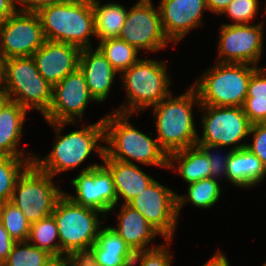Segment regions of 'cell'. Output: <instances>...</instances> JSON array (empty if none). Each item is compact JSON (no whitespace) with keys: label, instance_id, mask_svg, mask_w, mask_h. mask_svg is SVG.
I'll return each mask as SVG.
<instances>
[{"label":"cell","instance_id":"obj_4","mask_svg":"<svg viewBox=\"0 0 266 266\" xmlns=\"http://www.w3.org/2000/svg\"><path fill=\"white\" fill-rule=\"evenodd\" d=\"M46 40L63 42L80 49L93 47L95 36L92 0H65L37 12Z\"/></svg>","mask_w":266,"mask_h":266},{"label":"cell","instance_id":"obj_14","mask_svg":"<svg viewBox=\"0 0 266 266\" xmlns=\"http://www.w3.org/2000/svg\"><path fill=\"white\" fill-rule=\"evenodd\" d=\"M75 187V195L66 194L78 205L95 209L105 217L106 213L114 212L117 205V196L113 176L103 164H90L83 168L76 178L71 180Z\"/></svg>","mask_w":266,"mask_h":266},{"label":"cell","instance_id":"obj_8","mask_svg":"<svg viewBox=\"0 0 266 266\" xmlns=\"http://www.w3.org/2000/svg\"><path fill=\"white\" fill-rule=\"evenodd\" d=\"M51 86L39 73L30 57L4 59V94L27 111L38 110L44 116L52 102Z\"/></svg>","mask_w":266,"mask_h":266},{"label":"cell","instance_id":"obj_46","mask_svg":"<svg viewBox=\"0 0 266 266\" xmlns=\"http://www.w3.org/2000/svg\"><path fill=\"white\" fill-rule=\"evenodd\" d=\"M0 93H4V59L0 55Z\"/></svg>","mask_w":266,"mask_h":266},{"label":"cell","instance_id":"obj_23","mask_svg":"<svg viewBox=\"0 0 266 266\" xmlns=\"http://www.w3.org/2000/svg\"><path fill=\"white\" fill-rule=\"evenodd\" d=\"M102 161L113 176L117 196L115 207H118L119 199L124 200L123 204H128L155 180L143 172L138 164L110 159L106 154Z\"/></svg>","mask_w":266,"mask_h":266},{"label":"cell","instance_id":"obj_16","mask_svg":"<svg viewBox=\"0 0 266 266\" xmlns=\"http://www.w3.org/2000/svg\"><path fill=\"white\" fill-rule=\"evenodd\" d=\"M94 102L90 95L85 76L78 67L53 86L52 102L43 116L50 122H78L82 120L89 102Z\"/></svg>","mask_w":266,"mask_h":266},{"label":"cell","instance_id":"obj_5","mask_svg":"<svg viewBox=\"0 0 266 266\" xmlns=\"http://www.w3.org/2000/svg\"><path fill=\"white\" fill-rule=\"evenodd\" d=\"M166 64L162 60L140 58L124 70L120 75L127 100L114 112L139 115L144 109L153 107L166 98L172 92Z\"/></svg>","mask_w":266,"mask_h":266},{"label":"cell","instance_id":"obj_21","mask_svg":"<svg viewBox=\"0 0 266 266\" xmlns=\"http://www.w3.org/2000/svg\"><path fill=\"white\" fill-rule=\"evenodd\" d=\"M86 256L96 266H132L135 253L111 226L101 227Z\"/></svg>","mask_w":266,"mask_h":266},{"label":"cell","instance_id":"obj_1","mask_svg":"<svg viewBox=\"0 0 266 266\" xmlns=\"http://www.w3.org/2000/svg\"><path fill=\"white\" fill-rule=\"evenodd\" d=\"M46 123L54 128L56 139L48 155L41 157L42 159L38 155L34 156L33 163L41 171L55 177L64 171L76 169L94 151L101 159L104 158L105 146L98 143L100 140L103 143L105 142L103 118L88 126L83 124L82 129L71 131L65 135H61L64 126L71 123L76 124L77 122L47 121Z\"/></svg>","mask_w":266,"mask_h":266},{"label":"cell","instance_id":"obj_33","mask_svg":"<svg viewBox=\"0 0 266 266\" xmlns=\"http://www.w3.org/2000/svg\"><path fill=\"white\" fill-rule=\"evenodd\" d=\"M167 243L157 247L135 253L132 266H171L173 255L169 252V246L173 240H165ZM169 245V246H168Z\"/></svg>","mask_w":266,"mask_h":266},{"label":"cell","instance_id":"obj_29","mask_svg":"<svg viewBox=\"0 0 266 266\" xmlns=\"http://www.w3.org/2000/svg\"><path fill=\"white\" fill-rule=\"evenodd\" d=\"M97 48L120 74L140 59L139 51L120 38L99 41Z\"/></svg>","mask_w":266,"mask_h":266},{"label":"cell","instance_id":"obj_31","mask_svg":"<svg viewBox=\"0 0 266 266\" xmlns=\"http://www.w3.org/2000/svg\"><path fill=\"white\" fill-rule=\"evenodd\" d=\"M55 257L28 241L15 242L4 266H46Z\"/></svg>","mask_w":266,"mask_h":266},{"label":"cell","instance_id":"obj_20","mask_svg":"<svg viewBox=\"0 0 266 266\" xmlns=\"http://www.w3.org/2000/svg\"><path fill=\"white\" fill-rule=\"evenodd\" d=\"M120 205L117 226H111L113 230L120 235L134 253L157 247L149 245L161 234L147 222L139 211L128 204Z\"/></svg>","mask_w":266,"mask_h":266},{"label":"cell","instance_id":"obj_41","mask_svg":"<svg viewBox=\"0 0 266 266\" xmlns=\"http://www.w3.org/2000/svg\"><path fill=\"white\" fill-rule=\"evenodd\" d=\"M14 0H0V23L17 12Z\"/></svg>","mask_w":266,"mask_h":266},{"label":"cell","instance_id":"obj_6","mask_svg":"<svg viewBox=\"0 0 266 266\" xmlns=\"http://www.w3.org/2000/svg\"><path fill=\"white\" fill-rule=\"evenodd\" d=\"M257 68L251 64L216 62L192 85L200 105L242 107L250 77Z\"/></svg>","mask_w":266,"mask_h":266},{"label":"cell","instance_id":"obj_11","mask_svg":"<svg viewBox=\"0 0 266 266\" xmlns=\"http://www.w3.org/2000/svg\"><path fill=\"white\" fill-rule=\"evenodd\" d=\"M118 38L144 53L158 52L171 44L163 31L159 8L152 0H138L128 10Z\"/></svg>","mask_w":266,"mask_h":266},{"label":"cell","instance_id":"obj_2","mask_svg":"<svg viewBox=\"0 0 266 266\" xmlns=\"http://www.w3.org/2000/svg\"><path fill=\"white\" fill-rule=\"evenodd\" d=\"M133 115L111 112L103 117L105 127V154L114 160L167 168L168 155L158 140L136 129L129 117Z\"/></svg>","mask_w":266,"mask_h":266},{"label":"cell","instance_id":"obj_24","mask_svg":"<svg viewBox=\"0 0 266 266\" xmlns=\"http://www.w3.org/2000/svg\"><path fill=\"white\" fill-rule=\"evenodd\" d=\"M266 177L261 160L247 148L232 151L227 163V181L235 187L252 188Z\"/></svg>","mask_w":266,"mask_h":266},{"label":"cell","instance_id":"obj_18","mask_svg":"<svg viewBox=\"0 0 266 266\" xmlns=\"http://www.w3.org/2000/svg\"><path fill=\"white\" fill-rule=\"evenodd\" d=\"M80 52L77 46L46 40L32 58L42 77L54 86L79 67Z\"/></svg>","mask_w":266,"mask_h":266},{"label":"cell","instance_id":"obj_30","mask_svg":"<svg viewBox=\"0 0 266 266\" xmlns=\"http://www.w3.org/2000/svg\"><path fill=\"white\" fill-rule=\"evenodd\" d=\"M34 157L0 156V204L10 201L19 176Z\"/></svg>","mask_w":266,"mask_h":266},{"label":"cell","instance_id":"obj_19","mask_svg":"<svg viewBox=\"0 0 266 266\" xmlns=\"http://www.w3.org/2000/svg\"><path fill=\"white\" fill-rule=\"evenodd\" d=\"M79 68L85 76L89 93L95 102L105 101L118 72L97 47L95 50L92 47L81 49Z\"/></svg>","mask_w":266,"mask_h":266},{"label":"cell","instance_id":"obj_42","mask_svg":"<svg viewBox=\"0 0 266 266\" xmlns=\"http://www.w3.org/2000/svg\"><path fill=\"white\" fill-rule=\"evenodd\" d=\"M233 0H206L208 11L216 15H222L223 11Z\"/></svg>","mask_w":266,"mask_h":266},{"label":"cell","instance_id":"obj_7","mask_svg":"<svg viewBox=\"0 0 266 266\" xmlns=\"http://www.w3.org/2000/svg\"><path fill=\"white\" fill-rule=\"evenodd\" d=\"M101 212L73 202L64 193L56 202L52 213L57 227L61 246V258L86 255L96 242L102 227Z\"/></svg>","mask_w":266,"mask_h":266},{"label":"cell","instance_id":"obj_9","mask_svg":"<svg viewBox=\"0 0 266 266\" xmlns=\"http://www.w3.org/2000/svg\"><path fill=\"white\" fill-rule=\"evenodd\" d=\"M53 177L33 162L19 176L10 202L16 205L32 224L51 215L58 199L64 194Z\"/></svg>","mask_w":266,"mask_h":266},{"label":"cell","instance_id":"obj_10","mask_svg":"<svg viewBox=\"0 0 266 266\" xmlns=\"http://www.w3.org/2000/svg\"><path fill=\"white\" fill-rule=\"evenodd\" d=\"M199 110L205 112L201 117L202 136H197L196 145H231L233 151L246 148L247 142L241 141L249 136L252 124L242 107L200 105Z\"/></svg>","mask_w":266,"mask_h":266},{"label":"cell","instance_id":"obj_13","mask_svg":"<svg viewBox=\"0 0 266 266\" xmlns=\"http://www.w3.org/2000/svg\"><path fill=\"white\" fill-rule=\"evenodd\" d=\"M177 195L171 188L154 180L128 205L139 211L165 240H173L177 226Z\"/></svg>","mask_w":266,"mask_h":266},{"label":"cell","instance_id":"obj_38","mask_svg":"<svg viewBox=\"0 0 266 266\" xmlns=\"http://www.w3.org/2000/svg\"><path fill=\"white\" fill-rule=\"evenodd\" d=\"M242 108L251 124L266 123V99H245Z\"/></svg>","mask_w":266,"mask_h":266},{"label":"cell","instance_id":"obj_25","mask_svg":"<svg viewBox=\"0 0 266 266\" xmlns=\"http://www.w3.org/2000/svg\"><path fill=\"white\" fill-rule=\"evenodd\" d=\"M167 162L168 170L178 171L187 184L210 178L208 156L198 145L168 154Z\"/></svg>","mask_w":266,"mask_h":266},{"label":"cell","instance_id":"obj_26","mask_svg":"<svg viewBox=\"0 0 266 266\" xmlns=\"http://www.w3.org/2000/svg\"><path fill=\"white\" fill-rule=\"evenodd\" d=\"M95 36L99 41L118 38L126 21L128 9L120 3L109 2L101 5L100 0H92Z\"/></svg>","mask_w":266,"mask_h":266},{"label":"cell","instance_id":"obj_34","mask_svg":"<svg viewBox=\"0 0 266 266\" xmlns=\"http://www.w3.org/2000/svg\"><path fill=\"white\" fill-rule=\"evenodd\" d=\"M259 4V0H233L222 14L233 20L229 24H251L258 14Z\"/></svg>","mask_w":266,"mask_h":266},{"label":"cell","instance_id":"obj_12","mask_svg":"<svg viewBox=\"0 0 266 266\" xmlns=\"http://www.w3.org/2000/svg\"><path fill=\"white\" fill-rule=\"evenodd\" d=\"M263 24H228L219 29L218 60L223 63H243L256 67L263 55Z\"/></svg>","mask_w":266,"mask_h":266},{"label":"cell","instance_id":"obj_17","mask_svg":"<svg viewBox=\"0 0 266 266\" xmlns=\"http://www.w3.org/2000/svg\"><path fill=\"white\" fill-rule=\"evenodd\" d=\"M158 8L163 31L172 44L199 27L208 10L206 0H160Z\"/></svg>","mask_w":266,"mask_h":266},{"label":"cell","instance_id":"obj_47","mask_svg":"<svg viewBox=\"0 0 266 266\" xmlns=\"http://www.w3.org/2000/svg\"><path fill=\"white\" fill-rule=\"evenodd\" d=\"M6 100L5 94L0 93V105Z\"/></svg>","mask_w":266,"mask_h":266},{"label":"cell","instance_id":"obj_39","mask_svg":"<svg viewBox=\"0 0 266 266\" xmlns=\"http://www.w3.org/2000/svg\"><path fill=\"white\" fill-rule=\"evenodd\" d=\"M14 1L16 8L17 5H20V7L17 8L18 11L37 13L40 9L44 7L63 2L65 0H14Z\"/></svg>","mask_w":266,"mask_h":266},{"label":"cell","instance_id":"obj_15","mask_svg":"<svg viewBox=\"0 0 266 266\" xmlns=\"http://www.w3.org/2000/svg\"><path fill=\"white\" fill-rule=\"evenodd\" d=\"M45 41L37 13L17 11L0 23V55L3 59L30 57Z\"/></svg>","mask_w":266,"mask_h":266},{"label":"cell","instance_id":"obj_28","mask_svg":"<svg viewBox=\"0 0 266 266\" xmlns=\"http://www.w3.org/2000/svg\"><path fill=\"white\" fill-rule=\"evenodd\" d=\"M55 240H58V242ZM27 241L40 249L48 251L55 258H61L58 227L52 214L30 225Z\"/></svg>","mask_w":266,"mask_h":266},{"label":"cell","instance_id":"obj_22","mask_svg":"<svg viewBox=\"0 0 266 266\" xmlns=\"http://www.w3.org/2000/svg\"><path fill=\"white\" fill-rule=\"evenodd\" d=\"M28 111L18 103L5 100L0 105V156L34 157L35 154L18 149Z\"/></svg>","mask_w":266,"mask_h":266},{"label":"cell","instance_id":"obj_43","mask_svg":"<svg viewBox=\"0 0 266 266\" xmlns=\"http://www.w3.org/2000/svg\"><path fill=\"white\" fill-rule=\"evenodd\" d=\"M228 258L224 253L217 250L215 254L202 266H230Z\"/></svg>","mask_w":266,"mask_h":266},{"label":"cell","instance_id":"obj_3","mask_svg":"<svg viewBox=\"0 0 266 266\" xmlns=\"http://www.w3.org/2000/svg\"><path fill=\"white\" fill-rule=\"evenodd\" d=\"M172 92L152 107L159 146L168 154L197 144L193 106H200L196 89L191 85L182 95Z\"/></svg>","mask_w":266,"mask_h":266},{"label":"cell","instance_id":"obj_35","mask_svg":"<svg viewBox=\"0 0 266 266\" xmlns=\"http://www.w3.org/2000/svg\"><path fill=\"white\" fill-rule=\"evenodd\" d=\"M208 156V161L210 163V177L212 179L219 180L222 179V176L227 179V163L232 154L231 149H229L226 154L221 155L220 150L224 148L216 145H198ZM217 152H215L216 150ZM214 150V151H211Z\"/></svg>","mask_w":266,"mask_h":266},{"label":"cell","instance_id":"obj_37","mask_svg":"<svg viewBox=\"0 0 266 266\" xmlns=\"http://www.w3.org/2000/svg\"><path fill=\"white\" fill-rule=\"evenodd\" d=\"M246 99H266V67H258L252 73Z\"/></svg>","mask_w":266,"mask_h":266},{"label":"cell","instance_id":"obj_36","mask_svg":"<svg viewBox=\"0 0 266 266\" xmlns=\"http://www.w3.org/2000/svg\"><path fill=\"white\" fill-rule=\"evenodd\" d=\"M252 135L253 142L247 143L246 148L255 154L266 168V123L252 124L249 136Z\"/></svg>","mask_w":266,"mask_h":266},{"label":"cell","instance_id":"obj_44","mask_svg":"<svg viewBox=\"0 0 266 266\" xmlns=\"http://www.w3.org/2000/svg\"><path fill=\"white\" fill-rule=\"evenodd\" d=\"M69 266H96L86 255L69 257Z\"/></svg>","mask_w":266,"mask_h":266},{"label":"cell","instance_id":"obj_40","mask_svg":"<svg viewBox=\"0 0 266 266\" xmlns=\"http://www.w3.org/2000/svg\"><path fill=\"white\" fill-rule=\"evenodd\" d=\"M14 243L15 241L10 237L0 221V261L4 262L8 258Z\"/></svg>","mask_w":266,"mask_h":266},{"label":"cell","instance_id":"obj_45","mask_svg":"<svg viewBox=\"0 0 266 266\" xmlns=\"http://www.w3.org/2000/svg\"><path fill=\"white\" fill-rule=\"evenodd\" d=\"M46 266H69V257L55 258Z\"/></svg>","mask_w":266,"mask_h":266},{"label":"cell","instance_id":"obj_27","mask_svg":"<svg viewBox=\"0 0 266 266\" xmlns=\"http://www.w3.org/2000/svg\"><path fill=\"white\" fill-rule=\"evenodd\" d=\"M187 191V195H177L178 218L182 207L187 202L192 203L195 207L208 209L219 201L222 194L220 181L211 177L188 184Z\"/></svg>","mask_w":266,"mask_h":266},{"label":"cell","instance_id":"obj_48","mask_svg":"<svg viewBox=\"0 0 266 266\" xmlns=\"http://www.w3.org/2000/svg\"><path fill=\"white\" fill-rule=\"evenodd\" d=\"M0 266H4V263L2 261H0Z\"/></svg>","mask_w":266,"mask_h":266},{"label":"cell","instance_id":"obj_32","mask_svg":"<svg viewBox=\"0 0 266 266\" xmlns=\"http://www.w3.org/2000/svg\"><path fill=\"white\" fill-rule=\"evenodd\" d=\"M0 221L15 242L28 240L31 223L12 202L0 204Z\"/></svg>","mask_w":266,"mask_h":266}]
</instances>
